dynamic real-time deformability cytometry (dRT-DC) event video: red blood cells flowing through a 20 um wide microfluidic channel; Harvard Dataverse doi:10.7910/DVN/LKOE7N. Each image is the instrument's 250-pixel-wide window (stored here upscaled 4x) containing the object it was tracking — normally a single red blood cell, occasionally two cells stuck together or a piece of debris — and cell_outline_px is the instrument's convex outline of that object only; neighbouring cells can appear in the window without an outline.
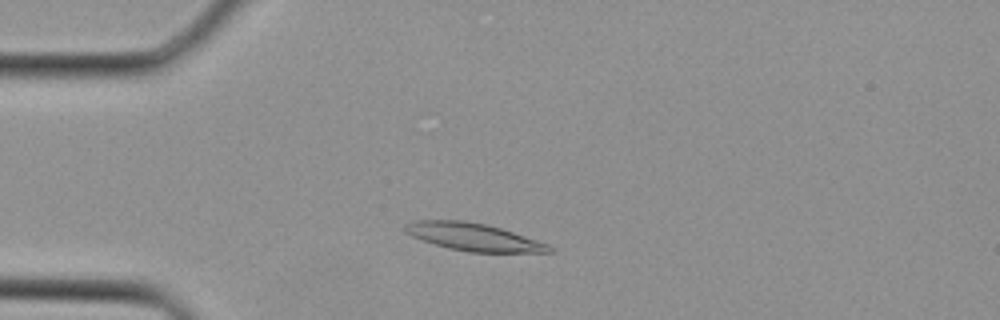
{"species": "Egyptian fruit bat (a non-hibernating species)", "species_latin": "Rousettus aegyptiacus", "temperature_condition": "cold", "stored_images_in_passage": 32, "camera_frame_rate_fps": 3000, "um_per_image_px": 0.085, "animal": {"sex": "female"}, "frame": {"image": 1, "passage_image": 6, "time_ms": 1.667, "image_size_px": [1000, 320], "cell_outline_px": [[556, 248], [552, 252], [468, 252], [448, 248], [412, 236], [404, 232], [404, 224], [412, 220], [464, 220], [484, 224], [500, 228], [548, 244]], "centroid_in_image_um": [40.22, 20.14], "position_along_channel_um": 44.8, "area_um2": 23.0}}
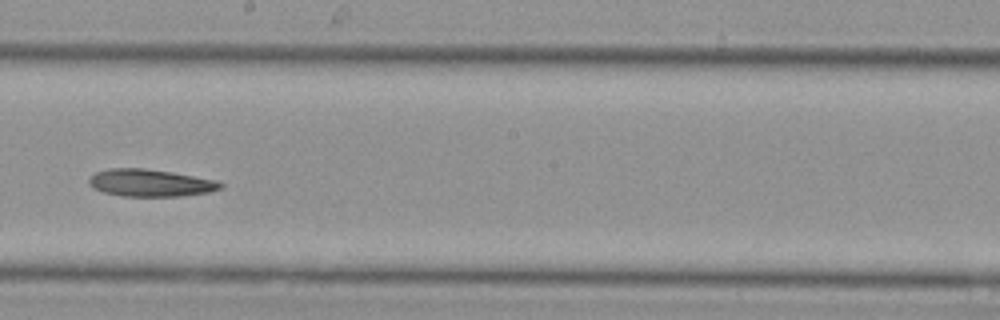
{"frame": {"image": 2, "passage_image": 17, "time_ms": 5.333, "image_size_px": [1000, 320], "cell_outline_px": [[224, 184], [220, 188], [208, 192], [180, 196], [120, 196], [104, 192], [92, 188], [88, 184], [88, 176], [96, 172], [108, 168], [144, 168], [172, 172], [216, 180]], "centroid_in_image_um": [12.71, 15.54], "position_along_channel_um": 235.5, "area_um2": 20.98}}
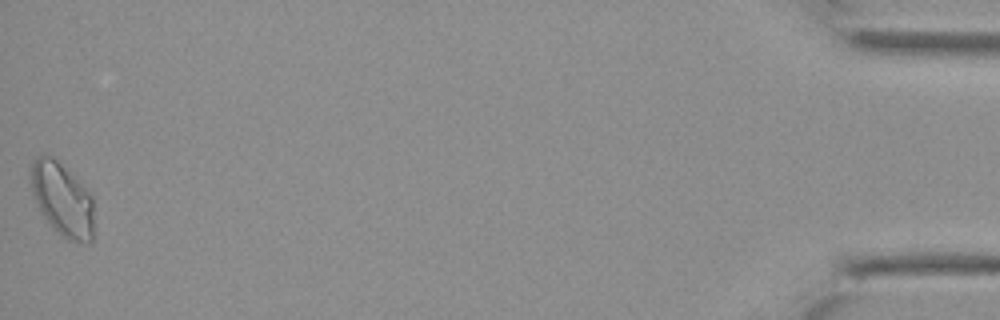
{"frame": {"image": 3, "passage_image": 32, "time_ms": 10.333, "image_size_px": [1000, 320], "cell_outline_px": [[92, 240], [88, 244], [68, 240], [52, 228], [40, 212], [32, 192], [32, 164], [36, 156], [52, 156], [92, 196]], "centroid_in_image_um": [5.28, 17.01], "position_along_channel_um": 429.9, "area_um2": 26.24}}